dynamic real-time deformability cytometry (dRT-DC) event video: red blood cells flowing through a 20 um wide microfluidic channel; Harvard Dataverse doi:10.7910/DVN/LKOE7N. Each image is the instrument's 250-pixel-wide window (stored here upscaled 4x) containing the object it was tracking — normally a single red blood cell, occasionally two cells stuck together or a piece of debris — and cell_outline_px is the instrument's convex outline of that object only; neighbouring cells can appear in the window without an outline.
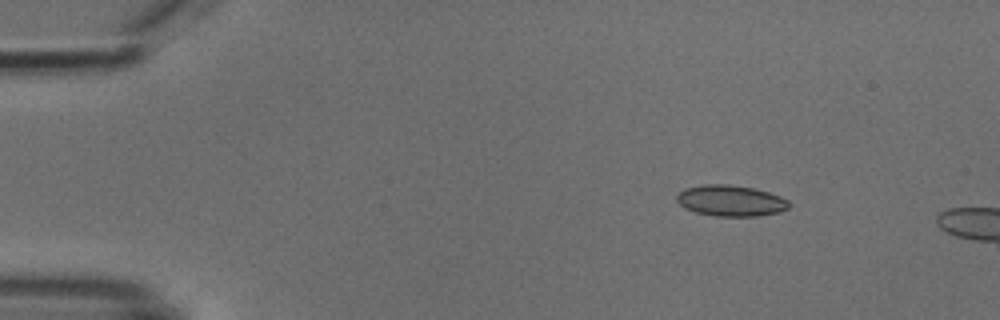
{"species": "common noctule bat (a hibernating species)", "species_latin": "Nyctalus noctula", "temperature_condition": "cold", "stored_images_in_passage": 3, "camera_frame_rate_fps": 3000, "um_per_image_px": 0.085, "animal": {"sex": "male", "body_mass_g": 18.8}, "frame": {"image": 1, "passage_image": 2, "time_ms": 2.0, "image_size_px": [1000, 320], "cell_outline_px": [[792, 204], [788, 208], [780, 212], [760, 216], [716, 216], [696, 212], [684, 208], [676, 200], [676, 196], [684, 188], [704, 184], [728, 184], [752, 188], [768, 192], [780, 196], [788, 200]], "centroid_in_image_um": [62.12, 17.06], "position_along_channel_um": 22.9, "area_um2": 20.4}}